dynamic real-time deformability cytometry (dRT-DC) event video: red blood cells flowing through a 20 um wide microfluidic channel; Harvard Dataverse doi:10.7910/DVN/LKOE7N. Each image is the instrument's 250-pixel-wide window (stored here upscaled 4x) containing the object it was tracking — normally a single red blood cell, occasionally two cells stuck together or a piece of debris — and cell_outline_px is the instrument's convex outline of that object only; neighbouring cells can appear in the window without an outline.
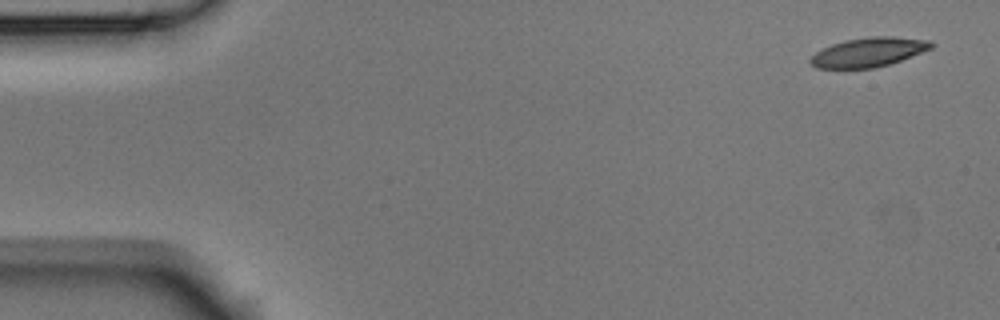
{"species": "Egyptian fruit bat (a non-hibernating species)", "species_latin": "Rousettus aegyptiacus", "temperature_condition": "room temperature", "stored_images_in_passage": 5, "camera_frame_rate_fps": 3000, "um_per_image_px": 0.085, "animal": {"sex": "male"}, "frame": {"image": 1, "passage_image": 1, "time_ms": 0.0, "image_size_px": [1000, 320], "cell_outline_px": [[936, 44], [932, 48], [900, 60], [876, 68], [816, 68], [808, 60], [816, 52], [832, 44], [844, 40], [872, 36], [892, 36], [928, 40]], "centroid_in_image_um": [73.83, 4.43], "position_along_channel_um": 11.2, "area_um2": 20.46}}
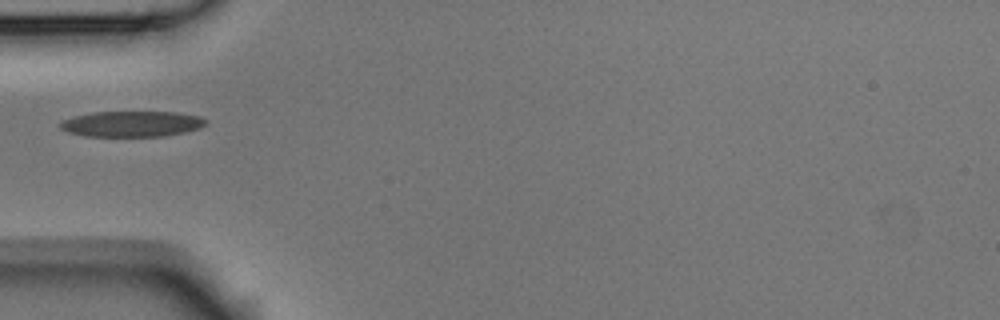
{"frame": {"image": 2, "passage_image": 4, "time_ms": 1.0, "image_size_px": [1000, 320], "cell_outline_px": [[208, 120], [200, 128], [184, 132], [164, 136], [84, 136], [68, 132], [60, 128], [56, 124], [60, 120], [72, 116], [92, 112], [176, 112], [200, 116]], "centroid_in_image_um": [11.14, 10.52], "position_along_channel_um": 73.9, "area_um2": 22.02}}
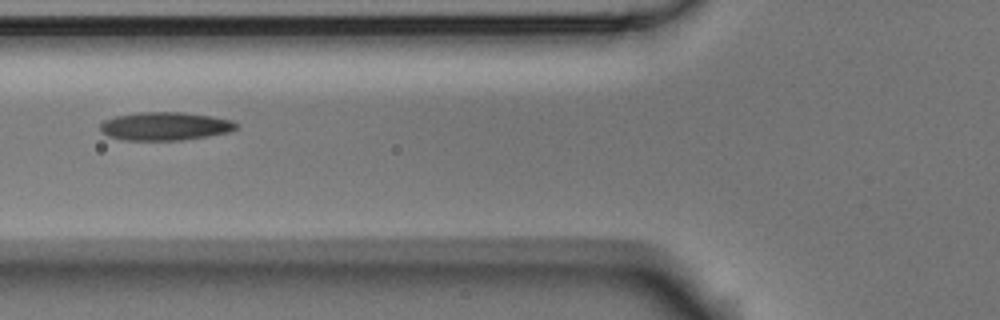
{"frame": {"image": 3, "passage_image": 5, "time_ms": 1.333, "image_size_px": [1000, 320], "cell_outline_px": [[240, 124], [236, 128], [228, 132], [208, 136], [180, 140], [128, 140], [108, 136], [100, 132], [100, 124], [104, 120], [116, 116], [140, 112], [184, 112], [212, 116], [232, 120]], "centroid_in_image_um": [14.04, 10.72], "position_along_channel_um": 111.8, "area_um2": 22.43}}